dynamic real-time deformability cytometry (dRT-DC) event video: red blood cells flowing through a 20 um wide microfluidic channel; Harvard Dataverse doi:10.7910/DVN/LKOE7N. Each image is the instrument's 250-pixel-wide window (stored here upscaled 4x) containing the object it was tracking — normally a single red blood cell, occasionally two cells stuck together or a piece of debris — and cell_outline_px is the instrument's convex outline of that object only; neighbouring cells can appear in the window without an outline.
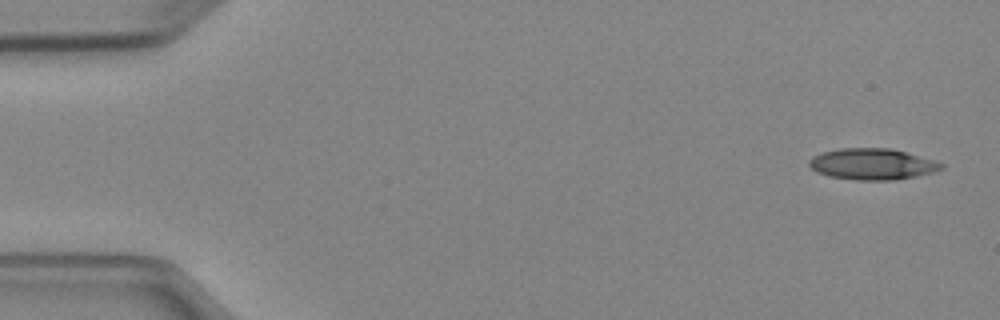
{"species": "Egyptian fruit bat (a non-hibernating species)", "species_latin": "Rousettus aegyptiacus", "temperature_condition": "cold", "stored_images_in_passage": 5, "camera_frame_rate_fps": 3000, "um_per_image_px": 0.085, "animal": {"sex": "female"}, "frame": {"image": 1, "passage_image": 1, "time_ms": 0.0, "image_size_px": [1000, 320], "cell_outline_px": [[944, 168], [932, 172], [916, 176], [896, 180], [856, 180], [828, 176], [816, 172], [808, 164], [808, 160], [812, 156], [820, 152], [840, 148], [888, 148], [936, 160], [944, 164]], "centroid_in_image_um": [74.12, 13.95], "position_along_channel_um": 10.9, "area_um2": 24.16}}
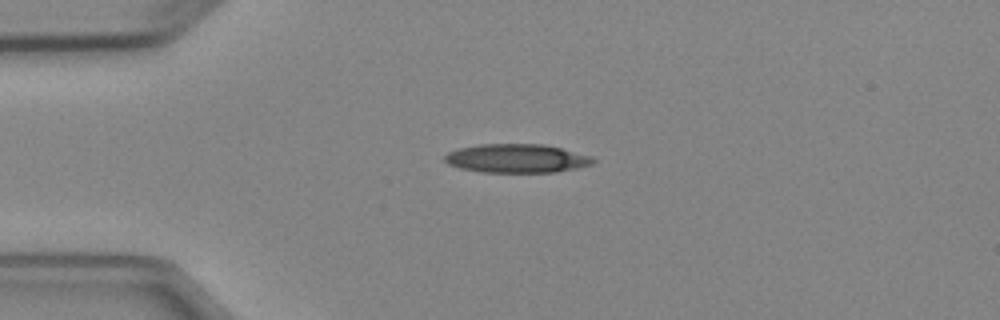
{"frame": {"image": 2, "passage_image": 4, "time_ms": 3.333, "image_size_px": [1000, 320], "cell_outline_px": [[596, 160], [592, 164], [576, 168], [556, 172], [480, 172], [460, 168], [448, 164], [444, 160], [444, 156], [448, 152], [460, 148], [480, 144], [544, 144], [592, 156]], "centroid_in_image_um": [43.91, 13.46], "position_along_channel_um": 41.1, "area_um2": 24.8}}